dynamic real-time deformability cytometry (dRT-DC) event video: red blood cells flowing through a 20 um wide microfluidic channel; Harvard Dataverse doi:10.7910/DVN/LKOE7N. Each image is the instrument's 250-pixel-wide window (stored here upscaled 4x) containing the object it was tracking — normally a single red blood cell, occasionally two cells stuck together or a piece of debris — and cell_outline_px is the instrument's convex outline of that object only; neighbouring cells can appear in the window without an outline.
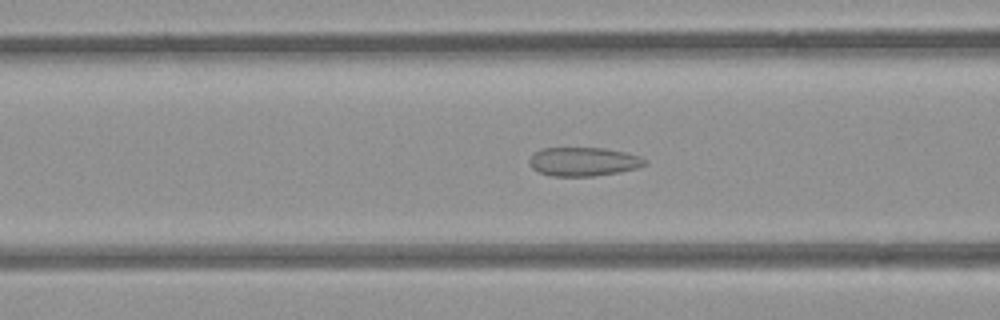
{"species": "common noctule bat (a hibernating species)", "species_latin": "Nyctalus noctula", "temperature_condition": "room temperature", "stored_images_in_passage": 52, "camera_frame_rate_fps": 3000, "um_per_image_px": 0.085, "animal": {"sex": "female", "body_mass_g": 21.9}, "frame": {"image": 1, "passage_image": 20, "time_ms": 6.333, "image_size_px": [1000, 320], "cell_outline_px": [[648, 164], [640, 168], [620, 172], [592, 176], [552, 176], [540, 172], [532, 168], [528, 164], [528, 160], [536, 152], [544, 148], [604, 148], [624, 152], [640, 156], [648, 160]], "centroid_in_image_um": [49.65, 13.74], "position_along_channel_um": 117.0, "area_um2": 19.48}}
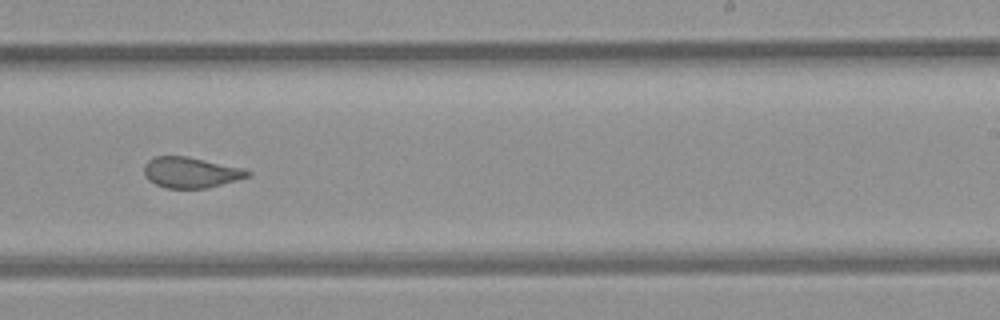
{"frame": {"image": 2, "passage_image": 32, "time_ms": 10.333, "image_size_px": [1000, 320], "cell_outline_px": [[252, 172], [248, 176], [236, 180], [208, 188], [164, 188], [148, 180], [144, 176], [144, 164], [148, 160], [156, 156], [188, 156], [244, 168]], "centroid_in_image_um": [16.19, 14.65], "position_along_channel_um": 272.8, "area_um2": 18.61}}
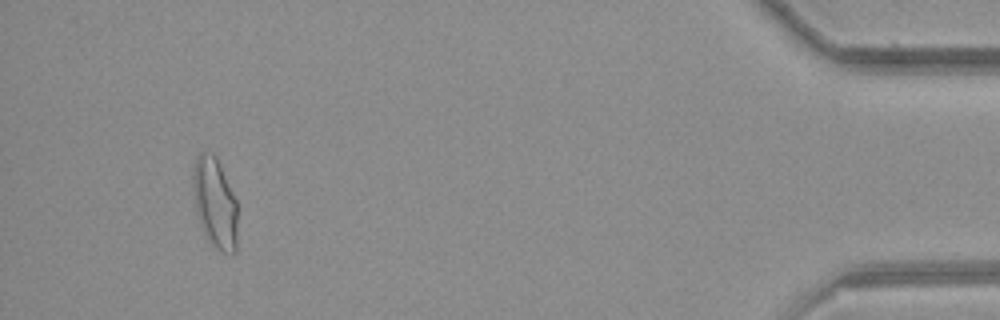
{"frame": {"image": 3, "passage_image": 49, "time_ms": 16.0, "image_size_px": [1000, 320], "cell_outline_px": [[236, 252], [224, 252], [216, 248], [208, 240], [200, 224], [196, 212], [192, 188], [192, 176], [196, 156], [200, 152], [212, 152], [216, 156], [236, 200]], "centroid_in_image_um": [18.24, 17.21], "position_along_channel_um": 417.0, "area_um2": 23.29}, "authors_computed_cell_mechanics": {"area_um2": 20.519, "velocity_mm_per_s": 3.8897, "shape_relaxation_time_tau1_ms": null, "shape_relaxation_time_tau2_ms": 1.0809, "deformation_change_tau1": null, "deformation_change_tau2": 0.0726}}